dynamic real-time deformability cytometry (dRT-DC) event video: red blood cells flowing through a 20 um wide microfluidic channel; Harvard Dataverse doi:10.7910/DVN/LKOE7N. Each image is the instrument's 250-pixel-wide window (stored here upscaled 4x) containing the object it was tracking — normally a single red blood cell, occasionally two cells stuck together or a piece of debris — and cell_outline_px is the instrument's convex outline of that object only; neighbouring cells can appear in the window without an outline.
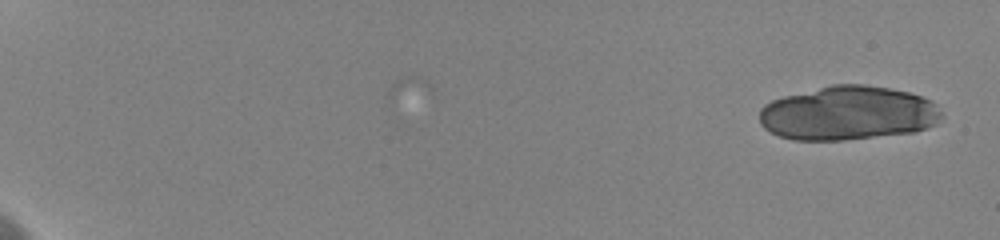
{"species": "human", "species_latin": "Homo sapiens", "temperature_condition": "cold", "stored_images_in_passage": 27, "camera_frame_rate_fps": 3000, "um_per_image_px": 0.085, "donor": {"sex": "female"}, "frame": {"image": 1, "passage_image": 1, "time_ms": 0.0, "image_size_px": [1000, 240], "cell_outline_px": [[944, 116], [932, 124], [916, 132], [844, 140], [792, 140], [780, 136], [764, 128], [760, 124], [760, 108], [764, 104], [772, 100], [784, 96], [832, 84], [864, 84], [888, 88], [908, 92], [932, 100], [936, 104]], "centroid_in_image_um": [72.07, 9.62], "position_along_channel_um": 12.9, "area_um2": 57.45}}